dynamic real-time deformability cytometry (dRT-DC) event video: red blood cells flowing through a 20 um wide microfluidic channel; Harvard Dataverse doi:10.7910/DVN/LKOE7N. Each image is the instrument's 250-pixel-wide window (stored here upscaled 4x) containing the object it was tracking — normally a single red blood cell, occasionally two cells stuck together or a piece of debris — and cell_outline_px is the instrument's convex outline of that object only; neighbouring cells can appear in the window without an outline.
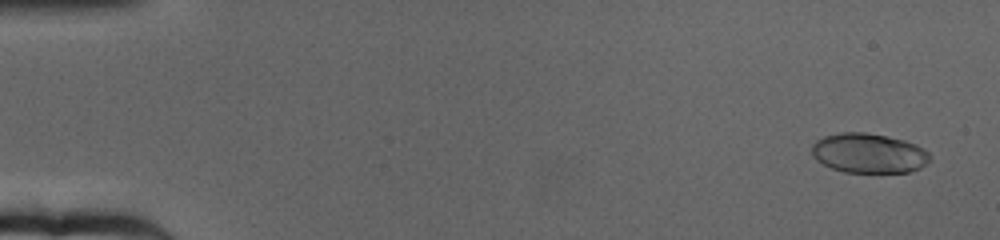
{"species": "human", "species_latin": "Homo sapiens", "temperature_condition": "cold", "stored_images_in_passage": 65, "camera_frame_rate_fps": 3000, "um_per_image_px": 0.085, "donor": {"sex": "female"}, "frame": {"image": 1, "passage_image": 3, "time_ms": 0.667, "image_size_px": [1000, 240], "cell_outline_px": [[932, 156], [920, 168], [908, 172], [844, 172], [832, 168], [816, 160], [812, 156], [812, 144], [816, 140], [824, 136], [840, 132], [864, 132], [904, 140], [916, 144], [924, 148]], "centroid_in_image_um": [73.83, 13.02], "position_along_channel_um": 11.2, "area_um2": 27.28}}
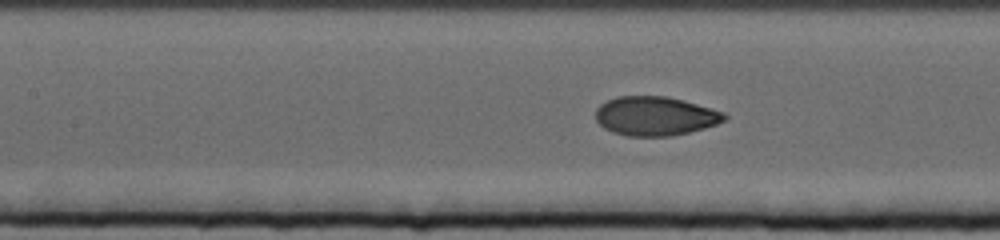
{"frame": {"image": 2, "passage_image": 30, "time_ms": 9.667, "image_size_px": [1000, 240], "cell_outline_px": [[728, 116], [724, 120], [716, 124], [704, 128], [672, 136], [628, 136], [612, 132], [604, 128], [596, 120], [596, 108], [600, 104], [616, 96], [668, 96], [712, 108], [724, 112]], "centroid_in_image_um": [55.68, 9.86], "position_along_channel_um": 151.7, "area_um2": 29.36}}
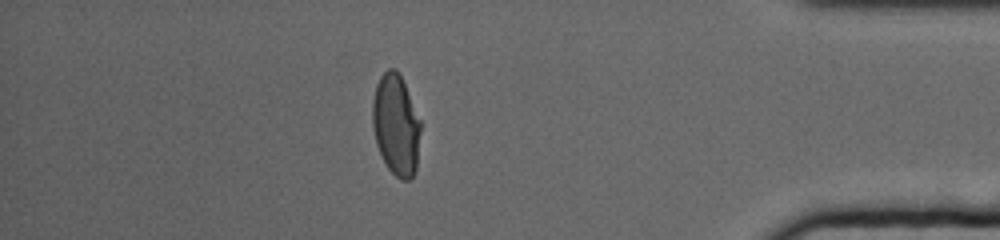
{"frame": {"image": 3, "passage_image": 57, "time_ms": 18.667, "image_size_px": [1000, 240], "cell_outline_px": [[420, 132], [416, 172], [408, 180], [400, 180], [388, 168], [376, 144], [372, 124], [372, 100], [376, 84], [380, 76], [388, 68], [396, 68], [404, 84], [420, 120]], "centroid_in_image_um": [33.64, 10.62], "position_along_channel_um": 401.6, "area_um2": 28.21}, "authors_computed_cell_mechanics": {"area_um2": 28.7844, "velocity_mm_per_s": 3.1584, "shape_relaxation_time_tau1_ms": 4.658, "shape_relaxation_time_tau2_ms": null, "deformation_change_tau1": 0.1718, "deformation_change_tau2": null}}